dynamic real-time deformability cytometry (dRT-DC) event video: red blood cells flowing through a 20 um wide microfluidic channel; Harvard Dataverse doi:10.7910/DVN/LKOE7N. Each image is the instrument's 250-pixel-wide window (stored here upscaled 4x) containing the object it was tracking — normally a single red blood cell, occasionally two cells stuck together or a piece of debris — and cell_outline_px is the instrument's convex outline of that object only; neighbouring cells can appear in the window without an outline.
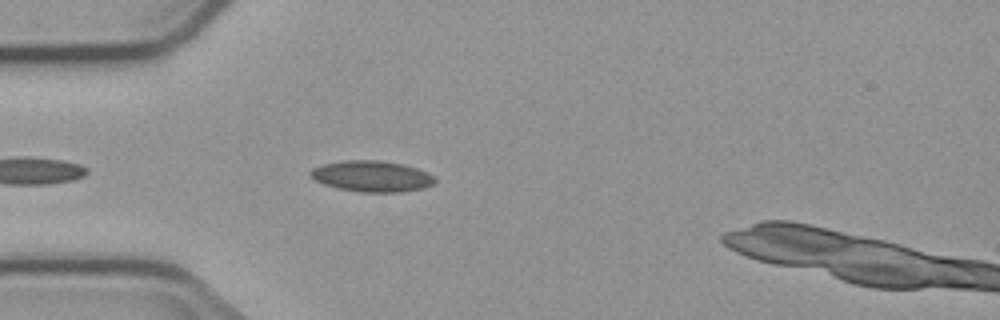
{"species": "common noctule bat (a hibernating species)", "species_latin": "Nyctalus noctula", "temperature_condition": "cold", "stored_images_in_passage": 2, "camera_frame_rate_fps": 3000, "um_per_image_px": 0.085, "animal": {"sex": "male", "body_mass_g": 23.1, "forearm_length_mm": 52.7}, "frame": {"image": 1, "passage_image": 1, "time_ms": 0.0, "image_size_px": [1000, 320], "cell_outline_px": [[436, 180], [432, 184], [424, 188], [400, 192], [360, 192], [336, 188], [324, 184], [316, 180], [308, 172], [312, 168], [324, 164], [344, 160], [380, 160], [404, 164], [416, 168], [432, 176]], "centroid_in_image_um": [31.58, 14.98], "position_along_channel_um": 53.4, "area_um2": 22.37}}